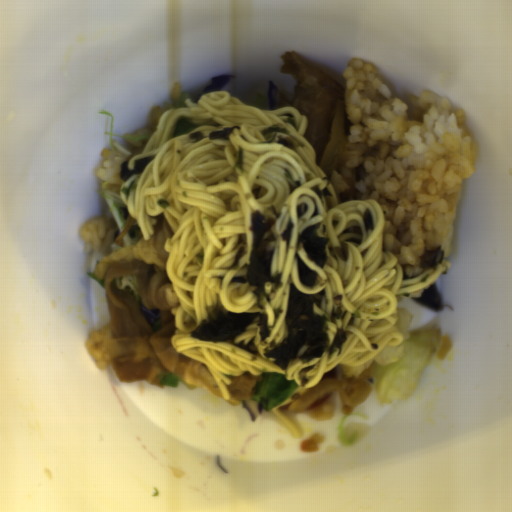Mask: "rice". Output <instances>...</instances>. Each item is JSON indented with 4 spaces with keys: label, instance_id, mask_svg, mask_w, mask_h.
Segmentation results:
<instances>
[{
    "label": "rice",
    "instance_id": "652b925c",
    "mask_svg": "<svg viewBox=\"0 0 512 512\" xmlns=\"http://www.w3.org/2000/svg\"><path fill=\"white\" fill-rule=\"evenodd\" d=\"M343 75L351 125L327 178L338 203L379 204L385 219L381 250L397 259L403 279L427 271L420 268L421 255L437 247L447 269L463 180L477 171L465 113L429 90L397 94L367 61L352 59Z\"/></svg>",
    "mask_w": 512,
    "mask_h": 512
},
{
    "label": "rice",
    "instance_id": "023b6e5f",
    "mask_svg": "<svg viewBox=\"0 0 512 512\" xmlns=\"http://www.w3.org/2000/svg\"><path fill=\"white\" fill-rule=\"evenodd\" d=\"M396 323L395 327L398 333L402 336V341L397 346H384L378 353L371 357L366 362L359 365H338L339 369L347 376L357 378L360 376L372 363L378 365H386L397 361L402 357L404 352V343L410 338V326L414 320V315L406 311L405 307H396L395 312Z\"/></svg>",
    "mask_w": 512,
    "mask_h": 512
},
{
    "label": "rice",
    "instance_id": "8eca5e8b",
    "mask_svg": "<svg viewBox=\"0 0 512 512\" xmlns=\"http://www.w3.org/2000/svg\"><path fill=\"white\" fill-rule=\"evenodd\" d=\"M186 99H189L188 91H183L181 84H176L173 91L172 101L164 106L154 107L149 116V123L140 130L125 133V141L130 144V154L139 155L145 148L147 142L155 133L160 117L169 109L187 107Z\"/></svg>",
    "mask_w": 512,
    "mask_h": 512
},
{
    "label": "rice",
    "instance_id": "acb35da6",
    "mask_svg": "<svg viewBox=\"0 0 512 512\" xmlns=\"http://www.w3.org/2000/svg\"><path fill=\"white\" fill-rule=\"evenodd\" d=\"M78 235L83 240L86 252L95 250L105 255L108 254L116 233L109 221L98 216L84 222Z\"/></svg>",
    "mask_w": 512,
    "mask_h": 512
},
{
    "label": "rice",
    "instance_id": "b023fe2a",
    "mask_svg": "<svg viewBox=\"0 0 512 512\" xmlns=\"http://www.w3.org/2000/svg\"><path fill=\"white\" fill-rule=\"evenodd\" d=\"M100 155L102 157V165L97 173L98 178L112 190L121 191L122 185L126 182L120 179V168L125 162L123 156L109 151L107 148L102 149Z\"/></svg>",
    "mask_w": 512,
    "mask_h": 512
}]
</instances>
